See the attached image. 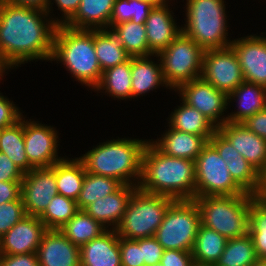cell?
Here are the masks:
<instances>
[{
  "label": "cell",
  "instance_id": "5",
  "mask_svg": "<svg viewBox=\"0 0 266 266\" xmlns=\"http://www.w3.org/2000/svg\"><path fill=\"white\" fill-rule=\"evenodd\" d=\"M254 194L202 196L193 200L198 206L201 225L227 239L243 237L249 232V209Z\"/></svg>",
  "mask_w": 266,
  "mask_h": 266
},
{
  "label": "cell",
  "instance_id": "11",
  "mask_svg": "<svg viewBox=\"0 0 266 266\" xmlns=\"http://www.w3.org/2000/svg\"><path fill=\"white\" fill-rule=\"evenodd\" d=\"M176 90L180 93L181 101L201 112L217 129L227 122L223 112L230 105L228 95L202 77L183 83Z\"/></svg>",
  "mask_w": 266,
  "mask_h": 266
},
{
  "label": "cell",
  "instance_id": "12",
  "mask_svg": "<svg viewBox=\"0 0 266 266\" xmlns=\"http://www.w3.org/2000/svg\"><path fill=\"white\" fill-rule=\"evenodd\" d=\"M201 77L227 95L245 81L238 57L231 46L205 50Z\"/></svg>",
  "mask_w": 266,
  "mask_h": 266
},
{
  "label": "cell",
  "instance_id": "50",
  "mask_svg": "<svg viewBox=\"0 0 266 266\" xmlns=\"http://www.w3.org/2000/svg\"><path fill=\"white\" fill-rule=\"evenodd\" d=\"M22 181H0V204H4L21 197Z\"/></svg>",
  "mask_w": 266,
  "mask_h": 266
},
{
  "label": "cell",
  "instance_id": "52",
  "mask_svg": "<svg viewBox=\"0 0 266 266\" xmlns=\"http://www.w3.org/2000/svg\"><path fill=\"white\" fill-rule=\"evenodd\" d=\"M12 67L3 59L2 55L0 54V80L5 75V71L7 69H11Z\"/></svg>",
  "mask_w": 266,
  "mask_h": 266
},
{
  "label": "cell",
  "instance_id": "14",
  "mask_svg": "<svg viewBox=\"0 0 266 266\" xmlns=\"http://www.w3.org/2000/svg\"><path fill=\"white\" fill-rule=\"evenodd\" d=\"M24 117V145L29 163L34 168H48L62 160L58 157V132L51 126L37 121H25Z\"/></svg>",
  "mask_w": 266,
  "mask_h": 266
},
{
  "label": "cell",
  "instance_id": "26",
  "mask_svg": "<svg viewBox=\"0 0 266 266\" xmlns=\"http://www.w3.org/2000/svg\"><path fill=\"white\" fill-rule=\"evenodd\" d=\"M169 127L178 131L203 136L208 142L217 128L197 109L182 101L170 114Z\"/></svg>",
  "mask_w": 266,
  "mask_h": 266
},
{
  "label": "cell",
  "instance_id": "51",
  "mask_svg": "<svg viewBox=\"0 0 266 266\" xmlns=\"http://www.w3.org/2000/svg\"><path fill=\"white\" fill-rule=\"evenodd\" d=\"M2 1L19 6L31 7L45 11L49 6V0H2Z\"/></svg>",
  "mask_w": 266,
  "mask_h": 266
},
{
  "label": "cell",
  "instance_id": "4",
  "mask_svg": "<svg viewBox=\"0 0 266 266\" xmlns=\"http://www.w3.org/2000/svg\"><path fill=\"white\" fill-rule=\"evenodd\" d=\"M60 61L72 77L94 89L102 77L94 47V30L58 25L54 35L51 61Z\"/></svg>",
  "mask_w": 266,
  "mask_h": 266
},
{
  "label": "cell",
  "instance_id": "3",
  "mask_svg": "<svg viewBox=\"0 0 266 266\" xmlns=\"http://www.w3.org/2000/svg\"><path fill=\"white\" fill-rule=\"evenodd\" d=\"M147 143L148 140L134 138L108 140L79 158L83 161L86 172L115 178L123 185L138 186L142 155Z\"/></svg>",
  "mask_w": 266,
  "mask_h": 266
},
{
  "label": "cell",
  "instance_id": "47",
  "mask_svg": "<svg viewBox=\"0 0 266 266\" xmlns=\"http://www.w3.org/2000/svg\"><path fill=\"white\" fill-rule=\"evenodd\" d=\"M53 0H49V6L46 9L47 13L52 11L50 5ZM56 6H58L59 10L62 12V19H57V25H65L76 13L79 8V4L81 0H54Z\"/></svg>",
  "mask_w": 266,
  "mask_h": 266
},
{
  "label": "cell",
  "instance_id": "49",
  "mask_svg": "<svg viewBox=\"0 0 266 266\" xmlns=\"http://www.w3.org/2000/svg\"><path fill=\"white\" fill-rule=\"evenodd\" d=\"M242 124L251 132L266 139V109L248 117Z\"/></svg>",
  "mask_w": 266,
  "mask_h": 266
},
{
  "label": "cell",
  "instance_id": "1",
  "mask_svg": "<svg viewBox=\"0 0 266 266\" xmlns=\"http://www.w3.org/2000/svg\"><path fill=\"white\" fill-rule=\"evenodd\" d=\"M48 15L45 10L1 2L0 54L12 69L35 59L51 61L58 25Z\"/></svg>",
  "mask_w": 266,
  "mask_h": 266
},
{
  "label": "cell",
  "instance_id": "46",
  "mask_svg": "<svg viewBox=\"0 0 266 266\" xmlns=\"http://www.w3.org/2000/svg\"><path fill=\"white\" fill-rule=\"evenodd\" d=\"M24 173L8 158L0 152V181H22Z\"/></svg>",
  "mask_w": 266,
  "mask_h": 266
},
{
  "label": "cell",
  "instance_id": "9",
  "mask_svg": "<svg viewBox=\"0 0 266 266\" xmlns=\"http://www.w3.org/2000/svg\"><path fill=\"white\" fill-rule=\"evenodd\" d=\"M205 50L183 32L169 46L155 54L161 63L163 78L174 91L201 77Z\"/></svg>",
  "mask_w": 266,
  "mask_h": 266
},
{
  "label": "cell",
  "instance_id": "20",
  "mask_svg": "<svg viewBox=\"0 0 266 266\" xmlns=\"http://www.w3.org/2000/svg\"><path fill=\"white\" fill-rule=\"evenodd\" d=\"M168 6L170 5H155L145 21L148 46L153 54L167 48L182 32V27H177L172 15L174 13Z\"/></svg>",
  "mask_w": 266,
  "mask_h": 266
},
{
  "label": "cell",
  "instance_id": "56",
  "mask_svg": "<svg viewBox=\"0 0 266 266\" xmlns=\"http://www.w3.org/2000/svg\"><path fill=\"white\" fill-rule=\"evenodd\" d=\"M151 266H164V265L161 262H159V263H156V264L151 265Z\"/></svg>",
  "mask_w": 266,
  "mask_h": 266
},
{
  "label": "cell",
  "instance_id": "15",
  "mask_svg": "<svg viewBox=\"0 0 266 266\" xmlns=\"http://www.w3.org/2000/svg\"><path fill=\"white\" fill-rule=\"evenodd\" d=\"M262 36L234 39L230 46L238 57L244 80L266 87V37Z\"/></svg>",
  "mask_w": 266,
  "mask_h": 266
},
{
  "label": "cell",
  "instance_id": "33",
  "mask_svg": "<svg viewBox=\"0 0 266 266\" xmlns=\"http://www.w3.org/2000/svg\"><path fill=\"white\" fill-rule=\"evenodd\" d=\"M249 234L228 239L225 249L213 266H252L259 262Z\"/></svg>",
  "mask_w": 266,
  "mask_h": 266
},
{
  "label": "cell",
  "instance_id": "10",
  "mask_svg": "<svg viewBox=\"0 0 266 266\" xmlns=\"http://www.w3.org/2000/svg\"><path fill=\"white\" fill-rule=\"evenodd\" d=\"M245 193L231 177L227 164L217 149L208 142L195 159V197Z\"/></svg>",
  "mask_w": 266,
  "mask_h": 266
},
{
  "label": "cell",
  "instance_id": "54",
  "mask_svg": "<svg viewBox=\"0 0 266 266\" xmlns=\"http://www.w3.org/2000/svg\"><path fill=\"white\" fill-rule=\"evenodd\" d=\"M146 1H150L153 5H166L169 3V0H146Z\"/></svg>",
  "mask_w": 266,
  "mask_h": 266
},
{
  "label": "cell",
  "instance_id": "28",
  "mask_svg": "<svg viewBox=\"0 0 266 266\" xmlns=\"http://www.w3.org/2000/svg\"><path fill=\"white\" fill-rule=\"evenodd\" d=\"M86 168L80 158L65 159L56 163V186L58 194L77 201L81 192Z\"/></svg>",
  "mask_w": 266,
  "mask_h": 266
},
{
  "label": "cell",
  "instance_id": "48",
  "mask_svg": "<svg viewBox=\"0 0 266 266\" xmlns=\"http://www.w3.org/2000/svg\"><path fill=\"white\" fill-rule=\"evenodd\" d=\"M0 266H39L37 253L0 255Z\"/></svg>",
  "mask_w": 266,
  "mask_h": 266
},
{
  "label": "cell",
  "instance_id": "53",
  "mask_svg": "<svg viewBox=\"0 0 266 266\" xmlns=\"http://www.w3.org/2000/svg\"><path fill=\"white\" fill-rule=\"evenodd\" d=\"M259 196L266 200V172L262 175V188Z\"/></svg>",
  "mask_w": 266,
  "mask_h": 266
},
{
  "label": "cell",
  "instance_id": "23",
  "mask_svg": "<svg viewBox=\"0 0 266 266\" xmlns=\"http://www.w3.org/2000/svg\"><path fill=\"white\" fill-rule=\"evenodd\" d=\"M232 99L238 103V109L227 115V122L242 123L248 117L266 109V87L244 81L228 95V103Z\"/></svg>",
  "mask_w": 266,
  "mask_h": 266
},
{
  "label": "cell",
  "instance_id": "24",
  "mask_svg": "<svg viewBox=\"0 0 266 266\" xmlns=\"http://www.w3.org/2000/svg\"><path fill=\"white\" fill-rule=\"evenodd\" d=\"M115 0H81L74 16L65 24L74 29H110Z\"/></svg>",
  "mask_w": 266,
  "mask_h": 266
},
{
  "label": "cell",
  "instance_id": "39",
  "mask_svg": "<svg viewBox=\"0 0 266 266\" xmlns=\"http://www.w3.org/2000/svg\"><path fill=\"white\" fill-rule=\"evenodd\" d=\"M154 6L146 0H115L110 18V29L114 25L126 21L136 24L145 23Z\"/></svg>",
  "mask_w": 266,
  "mask_h": 266
},
{
  "label": "cell",
  "instance_id": "45",
  "mask_svg": "<svg viewBox=\"0 0 266 266\" xmlns=\"http://www.w3.org/2000/svg\"><path fill=\"white\" fill-rule=\"evenodd\" d=\"M164 266H193L192 252L181 250H164L161 261Z\"/></svg>",
  "mask_w": 266,
  "mask_h": 266
},
{
  "label": "cell",
  "instance_id": "27",
  "mask_svg": "<svg viewBox=\"0 0 266 266\" xmlns=\"http://www.w3.org/2000/svg\"><path fill=\"white\" fill-rule=\"evenodd\" d=\"M0 152L6 154L24 174L34 168L25 151L23 116L15 124L1 129Z\"/></svg>",
  "mask_w": 266,
  "mask_h": 266
},
{
  "label": "cell",
  "instance_id": "44",
  "mask_svg": "<svg viewBox=\"0 0 266 266\" xmlns=\"http://www.w3.org/2000/svg\"><path fill=\"white\" fill-rule=\"evenodd\" d=\"M209 142L217 149L221 158L233 159L242 156L231 144V142L217 129Z\"/></svg>",
  "mask_w": 266,
  "mask_h": 266
},
{
  "label": "cell",
  "instance_id": "32",
  "mask_svg": "<svg viewBox=\"0 0 266 266\" xmlns=\"http://www.w3.org/2000/svg\"><path fill=\"white\" fill-rule=\"evenodd\" d=\"M106 230L98 221L80 209L60 229L65 237L78 247L83 246L92 239L98 238Z\"/></svg>",
  "mask_w": 266,
  "mask_h": 266
},
{
  "label": "cell",
  "instance_id": "13",
  "mask_svg": "<svg viewBox=\"0 0 266 266\" xmlns=\"http://www.w3.org/2000/svg\"><path fill=\"white\" fill-rule=\"evenodd\" d=\"M22 200L26 215L39 217L58 194L56 163L48 168H33L23 175Z\"/></svg>",
  "mask_w": 266,
  "mask_h": 266
},
{
  "label": "cell",
  "instance_id": "42",
  "mask_svg": "<svg viewBox=\"0 0 266 266\" xmlns=\"http://www.w3.org/2000/svg\"><path fill=\"white\" fill-rule=\"evenodd\" d=\"M140 248H142V260L145 266L159 263L165 250L154 236L140 239Z\"/></svg>",
  "mask_w": 266,
  "mask_h": 266
},
{
  "label": "cell",
  "instance_id": "2",
  "mask_svg": "<svg viewBox=\"0 0 266 266\" xmlns=\"http://www.w3.org/2000/svg\"><path fill=\"white\" fill-rule=\"evenodd\" d=\"M138 189L175 200L195 198V161L165 155L148 141L142 155Z\"/></svg>",
  "mask_w": 266,
  "mask_h": 266
},
{
  "label": "cell",
  "instance_id": "40",
  "mask_svg": "<svg viewBox=\"0 0 266 266\" xmlns=\"http://www.w3.org/2000/svg\"><path fill=\"white\" fill-rule=\"evenodd\" d=\"M25 216L22 196L18 200L0 204V238Z\"/></svg>",
  "mask_w": 266,
  "mask_h": 266
},
{
  "label": "cell",
  "instance_id": "7",
  "mask_svg": "<svg viewBox=\"0 0 266 266\" xmlns=\"http://www.w3.org/2000/svg\"><path fill=\"white\" fill-rule=\"evenodd\" d=\"M174 201L175 199L169 196L150 194L137 189L115 229L118 236L132 240L153 237Z\"/></svg>",
  "mask_w": 266,
  "mask_h": 266
},
{
  "label": "cell",
  "instance_id": "29",
  "mask_svg": "<svg viewBox=\"0 0 266 266\" xmlns=\"http://www.w3.org/2000/svg\"><path fill=\"white\" fill-rule=\"evenodd\" d=\"M94 47L102 72L131 58L111 29L94 30Z\"/></svg>",
  "mask_w": 266,
  "mask_h": 266
},
{
  "label": "cell",
  "instance_id": "18",
  "mask_svg": "<svg viewBox=\"0 0 266 266\" xmlns=\"http://www.w3.org/2000/svg\"><path fill=\"white\" fill-rule=\"evenodd\" d=\"M39 266H81L80 247L58 229H48L37 250Z\"/></svg>",
  "mask_w": 266,
  "mask_h": 266
},
{
  "label": "cell",
  "instance_id": "36",
  "mask_svg": "<svg viewBox=\"0 0 266 266\" xmlns=\"http://www.w3.org/2000/svg\"><path fill=\"white\" fill-rule=\"evenodd\" d=\"M258 258L266 260V200L259 195L251 199L249 232Z\"/></svg>",
  "mask_w": 266,
  "mask_h": 266
},
{
  "label": "cell",
  "instance_id": "55",
  "mask_svg": "<svg viewBox=\"0 0 266 266\" xmlns=\"http://www.w3.org/2000/svg\"><path fill=\"white\" fill-rule=\"evenodd\" d=\"M252 266H266V260H264V261L260 260L259 262H257L256 264H254Z\"/></svg>",
  "mask_w": 266,
  "mask_h": 266
},
{
  "label": "cell",
  "instance_id": "57",
  "mask_svg": "<svg viewBox=\"0 0 266 266\" xmlns=\"http://www.w3.org/2000/svg\"><path fill=\"white\" fill-rule=\"evenodd\" d=\"M193 266H212V265H199V264H194Z\"/></svg>",
  "mask_w": 266,
  "mask_h": 266
},
{
  "label": "cell",
  "instance_id": "34",
  "mask_svg": "<svg viewBox=\"0 0 266 266\" xmlns=\"http://www.w3.org/2000/svg\"><path fill=\"white\" fill-rule=\"evenodd\" d=\"M111 30L131 57L154 55L149 50L145 23L136 24L132 21H126L114 25Z\"/></svg>",
  "mask_w": 266,
  "mask_h": 266
},
{
  "label": "cell",
  "instance_id": "16",
  "mask_svg": "<svg viewBox=\"0 0 266 266\" xmlns=\"http://www.w3.org/2000/svg\"><path fill=\"white\" fill-rule=\"evenodd\" d=\"M47 227L37 216H25L0 238V255L37 253Z\"/></svg>",
  "mask_w": 266,
  "mask_h": 266
},
{
  "label": "cell",
  "instance_id": "21",
  "mask_svg": "<svg viewBox=\"0 0 266 266\" xmlns=\"http://www.w3.org/2000/svg\"><path fill=\"white\" fill-rule=\"evenodd\" d=\"M81 266H121L119 236L106 230L98 238L80 247Z\"/></svg>",
  "mask_w": 266,
  "mask_h": 266
},
{
  "label": "cell",
  "instance_id": "35",
  "mask_svg": "<svg viewBox=\"0 0 266 266\" xmlns=\"http://www.w3.org/2000/svg\"><path fill=\"white\" fill-rule=\"evenodd\" d=\"M123 184L112 177L85 173L83 186L77 198V207L83 210L86 206L116 192Z\"/></svg>",
  "mask_w": 266,
  "mask_h": 266
},
{
  "label": "cell",
  "instance_id": "31",
  "mask_svg": "<svg viewBox=\"0 0 266 266\" xmlns=\"http://www.w3.org/2000/svg\"><path fill=\"white\" fill-rule=\"evenodd\" d=\"M95 91L105 90L117 99H132L131 92V58L119 65L109 68L102 72L99 84L94 88Z\"/></svg>",
  "mask_w": 266,
  "mask_h": 266
},
{
  "label": "cell",
  "instance_id": "17",
  "mask_svg": "<svg viewBox=\"0 0 266 266\" xmlns=\"http://www.w3.org/2000/svg\"><path fill=\"white\" fill-rule=\"evenodd\" d=\"M218 130L261 175L266 172V139L251 132L242 123L225 122Z\"/></svg>",
  "mask_w": 266,
  "mask_h": 266
},
{
  "label": "cell",
  "instance_id": "38",
  "mask_svg": "<svg viewBox=\"0 0 266 266\" xmlns=\"http://www.w3.org/2000/svg\"><path fill=\"white\" fill-rule=\"evenodd\" d=\"M75 200L57 194L39 216L47 229L60 230L78 211Z\"/></svg>",
  "mask_w": 266,
  "mask_h": 266
},
{
  "label": "cell",
  "instance_id": "25",
  "mask_svg": "<svg viewBox=\"0 0 266 266\" xmlns=\"http://www.w3.org/2000/svg\"><path fill=\"white\" fill-rule=\"evenodd\" d=\"M151 56L131 57V92L132 98L146 94L160 86L168 88L161 68V63L152 61ZM157 87V88H156Z\"/></svg>",
  "mask_w": 266,
  "mask_h": 266
},
{
  "label": "cell",
  "instance_id": "22",
  "mask_svg": "<svg viewBox=\"0 0 266 266\" xmlns=\"http://www.w3.org/2000/svg\"><path fill=\"white\" fill-rule=\"evenodd\" d=\"M161 136L156 139L158 141L150 140L160 152L171 157L193 161H195L203 147L208 143L203 136L178 131L170 127Z\"/></svg>",
  "mask_w": 266,
  "mask_h": 266
},
{
  "label": "cell",
  "instance_id": "6",
  "mask_svg": "<svg viewBox=\"0 0 266 266\" xmlns=\"http://www.w3.org/2000/svg\"><path fill=\"white\" fill-rule=\"evenodd\" d=\"M225 8L224 0H187L182 32L204 50L229 47Z\"/></svg>",
  "mask_w": 266,
  "mask_h": 266
},
{
  "label": "cell",
  "instance_id": "37",
  "mask_svg": "<svg viewBox=\"0 0 266 266\" xmlns=\"http://www.w3.org/2000/svg\"><path fill=\"white\" fill-rule=\"evenodd\" d=\"M234 181L247 193L259 195L262 188V175L243 156L224 159Z\"/></svg>",
  "mask_w": 266,
  "mask_h": 266
},
{
  "label": "cell",
  "instance_id": "8",
  "mask_svg": "<svg viewBox=\"0 0 266 266\" xmlns=\"http://www.w3.org/2000/svg\"><path fill=\"white\" fill-rule=\"evenodd\" d=\"M200 225V212L195 201L175 200L154 237L165 250L192 252Z\"/></svg>",
  "mask_w": 266,
  "mask_h": 266
},
{
  "label": "cell",
  "instance_id": "30",
  "mask_svg": "<svg viewBox=\"0 0 266 266\" xmlns=\"http://www.w3.org/2000/svg\"><path fill=\"white\" fill-rule=\"evenodd\" d=\"M227 240L215 230L200 225L192 250L195 264L213 266L222 255Z\"/></svg>",
  "mask_w": 266,
  "mask_h": 266
},
{
  "label": "cell",
  "instance_id": "41",
  "mask_svg": "<svg viewBox=\"0 0 266 266\" xmlns=\"http://www.w3.org/2000/svg\"><path fill=\"white\" fill-rule=\"evenodd\" d=\"M121 266H145L142 260L140 239L132 240L119 237Z\"/></svg>",
  "mask_w": 266,
  "mask_h": 266
},
{
  "label": "cell",
  "instance_id": "43",
  "mask_svg": "<svg viewBox=\"0 0 266 266\" xmlns=\"http://www.w3.org/2000/svg\"><path fill=\"white\" fill-rule=\"evenodd\" d=\"M23 116L13 101L0 93V129L11 126Z\"/></svg>",
  "mask_w": 266,
  "mask_h": 266
},
{
  "label": "cell",
  "instance_id": "19",
  "mask_svg": "<svg viewBox=\"0 0 266 266\" xmlns=\"http://www.w3.org/2000/svg\"><path fill=\"white\" fill-rule=\"evenodd\" d=\"M137 189V186L122 185L116 192L98 199L83 210L107 230H115L127 210L133 193ZM109 226L110 228H108Z\"/></svg>",
  "mask_w": 266,
  "mask_h": 266
}]
</instances>
